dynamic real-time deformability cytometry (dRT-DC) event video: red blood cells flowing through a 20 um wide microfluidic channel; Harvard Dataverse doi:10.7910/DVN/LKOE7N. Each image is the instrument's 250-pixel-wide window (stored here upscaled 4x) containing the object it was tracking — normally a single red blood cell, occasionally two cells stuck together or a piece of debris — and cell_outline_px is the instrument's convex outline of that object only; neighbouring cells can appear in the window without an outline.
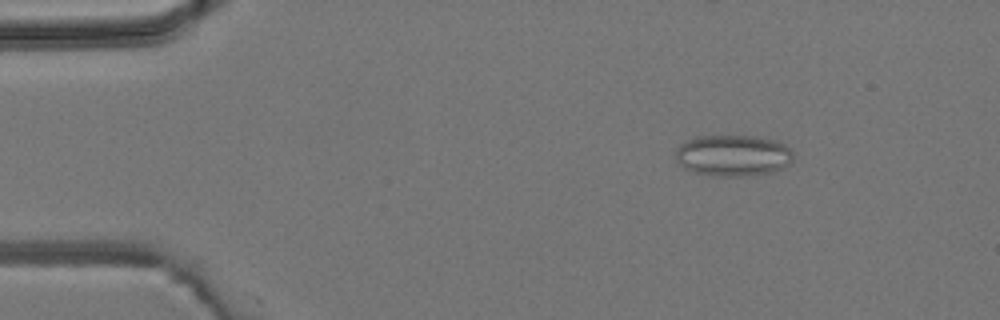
{"species": "common noctule bat (a hibernating species)", "species_latin": "Nyctalus noctula", "temperature_condition": "room temperature", "stored_images_in_passage": 3, "camera_frame_rate_fps": 3000, "um_per_image_px": 0.085, "animal": {"sex": "male", "body_mass_g": 19.2, "forearm_length_mm": 51.8}, "frame": {"image": 1, "passage_image": 2, "time_ms": 1.333, "image_size_px": [1000, 320], "cell_outline_px": [[792, 160], [784, 168], [776, 172], [740, 176], [712, 176], [692, 172], [684, 168], [676, 160], [676, 148], [680, 144], [696, 136], [756, 136], [776, 140], [784, 144], [792, 152]], "centroid_in_image_um": [62.3, 13.22], "position_along_channel_um": 22.7, "area_um2": 28.55}}